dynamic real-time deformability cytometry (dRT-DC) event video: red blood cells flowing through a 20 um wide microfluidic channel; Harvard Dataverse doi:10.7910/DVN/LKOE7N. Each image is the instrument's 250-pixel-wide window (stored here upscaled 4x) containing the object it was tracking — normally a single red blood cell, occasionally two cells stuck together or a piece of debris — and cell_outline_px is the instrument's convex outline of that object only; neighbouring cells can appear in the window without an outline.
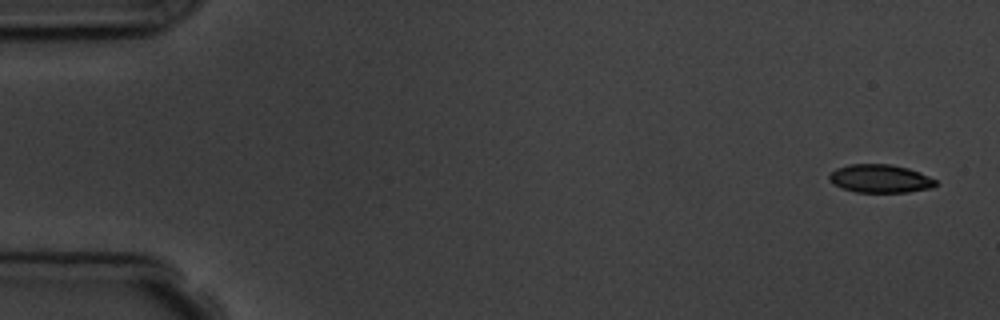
{"species": "common noctule bat (a hibernating species)", "species_latin": "Nyctalus noctula", "temperature_condition": "room temperature", "stored_images_in_passage": 5, "camera_frame_rate_fps": 3000, "um_per_image_px": 0.085, "animal": {"sex": "male", "body_mass_g": 19.5, "forearm_length_mm": 54.6}, "frame": {"image": 1, "passage_image": 1, "time_ms": 0.0, "image_size_px": [1000, 320], "cell_outline_px": [[936, 184], [932, 188], [908, 192], [856, 192], [844, 188], [828, 180], [828, 176], [836, 168], [848, 164], [888, 164], [908, 168], [920, 172], [936, 180]], "centroid_in_image_um": [74.82, 15.18], "position_along_channel_um": 10.2, "area_um2": 17.4}}